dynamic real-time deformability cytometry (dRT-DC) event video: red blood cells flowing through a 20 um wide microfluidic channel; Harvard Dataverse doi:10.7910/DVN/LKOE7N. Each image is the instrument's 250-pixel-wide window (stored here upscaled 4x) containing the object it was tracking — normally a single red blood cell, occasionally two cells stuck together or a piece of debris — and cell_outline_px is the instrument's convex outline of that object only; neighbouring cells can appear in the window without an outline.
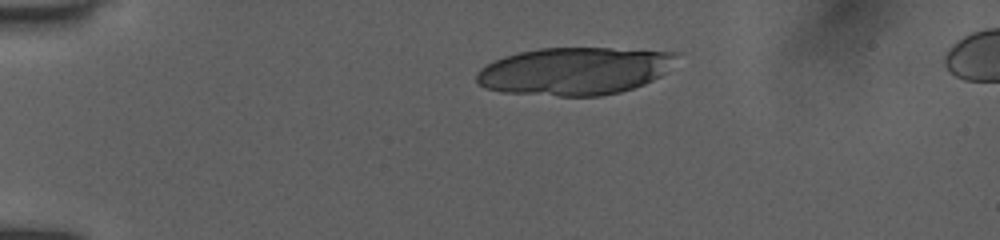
{"species": "human", "species_latin": "Homo sapiens", "temperature_condition": "room temperature", "stored_images_in_passage": 52, "camera_frame_rate_fps": 3000, "um_per_image_px": 0.085, "donor": {"sex": "female"}, "frame": {"image": 1, "passage_image": 1, "time_ms": 0.0, "image_size_px": [1000, 240], "cell_outline_px": [[684, 52], [660, 76], [644, 84], [620, 92], [600, 96], [556, 96], [500, 92], [484, 88], [476, 84], [476, 72], [480, 68], [504, 56], [520, 52], [540, 48], [612, 48]], "centroid_in_image_um": [48.83, 6.04], "position_along_channel_um": 36.2, "area_um2": 55.89}}
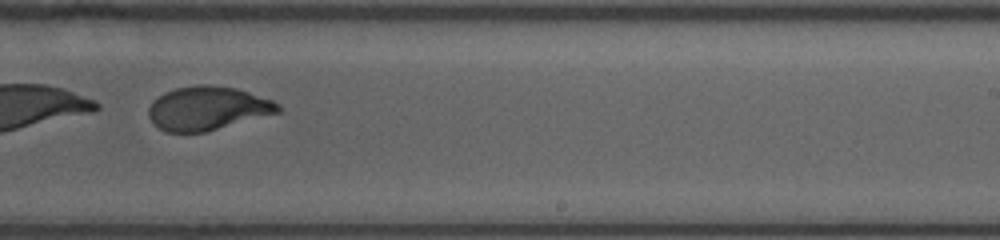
{"frame": {"image": 2, "passage_image": 32, "time_ms": 7.667, "image_size_px": [1000, 240], "cell_outline_px": [[280, 112], [204, 132], [168, 132], [152, 124], [148, 116], [148, 108], [152, 100], [164, 92], [176, 88], [196, 84], [212, 84], [236, 88], [272, 100], [280, 104]], "centroid_in_image_um": [17.6, 9.19], "position_along_channel_um": 271.4, "area_um2": 33.06}}
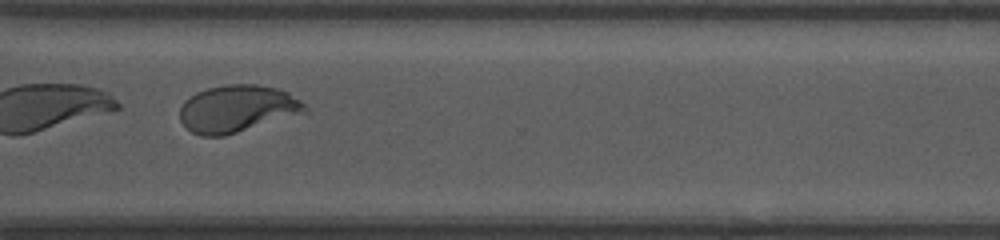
{"frame": {"image": 3, "passage_image": 38, "time_ms": 9.667, "image_size_px": [1000, 240], "cell_outline_px": [[308, 112], [224, 136], [200, 136], [192, 132], [180, 120], [180, 108], [184, 100], [196, 92], [208, 88], [224, 84], [256, 84], [276, 88], [288, 92], [300, 100], [308, 108]], "centroid_in_image_um": [20.17, 9.24], "position_along_channel_um": 350.4, "area_um2": 34.45}, "authors_computed_cell_mechanics": {"area_um2": 36.6741, "velocity_mm_per_s": 3.9527, "shape_relaxation_time_tau1_ms": 1.2226, "shape_relaxation_time_tau2_ms": 0.8498, "deformation_change_tau1": 0.3347, "deformation_change_tau2": 0.061}}